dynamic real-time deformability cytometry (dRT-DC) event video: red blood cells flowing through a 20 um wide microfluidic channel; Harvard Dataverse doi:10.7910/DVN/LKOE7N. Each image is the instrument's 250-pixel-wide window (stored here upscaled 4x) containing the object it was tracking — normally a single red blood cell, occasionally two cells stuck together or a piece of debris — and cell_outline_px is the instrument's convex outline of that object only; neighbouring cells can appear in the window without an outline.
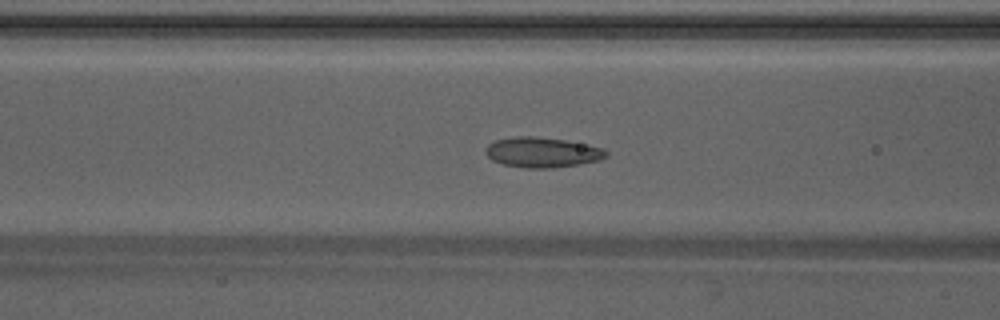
{"species": "Egyptian fruit bat (a non-hibernating species)", "species_latin": "Rousettus aegyptiacus", "temperature_condition": "warm", "stored_images_in_passage": 33, "camera_frame_rate_fps": 3000, "um_per_image_px": 0.085, "animal": {"sex": "male"}, "frame": {"image": 1, "passage_image": 8, "time_ms": 2.333, "image_size_px": [1000, 320], "cell_outline_px": [[608, 156], [600, 160], [580, 164], [552, 168], [528, 168], [504, 164], [492, 160], [484, 152], [484, 148], [488, 144], [496, 140], [516, 136], [532, 136], [564, 140], [604, 148], [608, 152]], "centroid_in_image_um": [46.09, 12.95], "position_along_channel_um": 120.5, "area_um2": 21.15}}
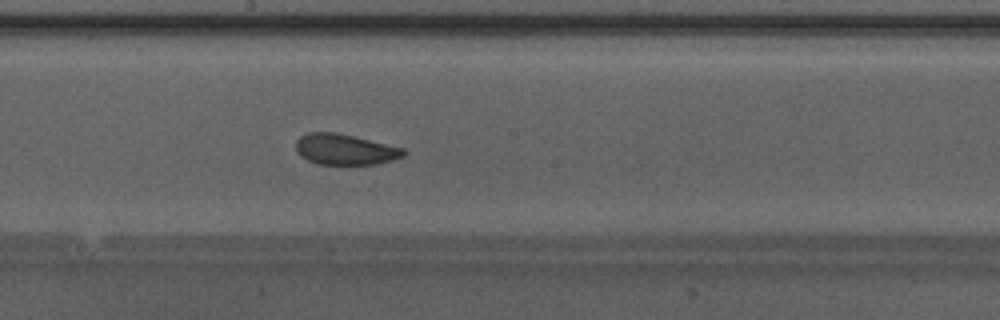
{"frame": {"image": 2, "passage_image": 15, "time_ms": 4.667, "image_size_px": [1000, 320], "cell_outline_px": [[408, 152], [404, 156], [380, 164], [316, 164], [300, 156], [296, 152], [296, 140], [300, 136], [308, 132], [336, 132], [404, 148]], "centroid_in_image_um": [29.32, 12.7], "position_along_channel_um": 218.9, "area_um2": 19.42}}
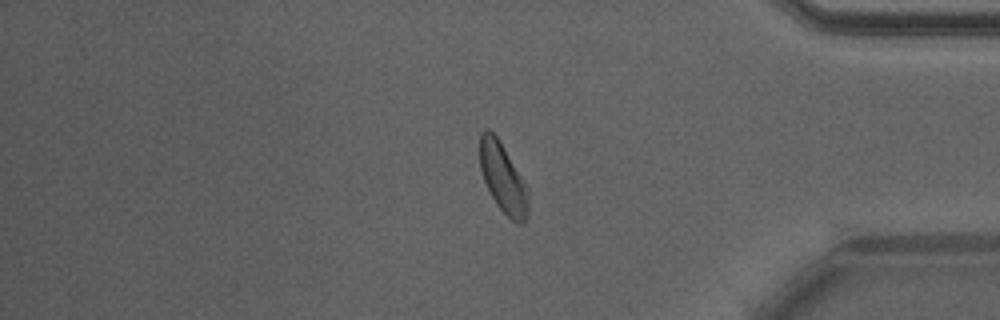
{"frame": {"image": 3, "passage_image": 29, "time_ms": 9.333, "image_size_px": [1000, 320], "cell_outline_px": [[528, 220], [520, 224], [512, 220], [496, 204], [484, 180], [480, 168], [480, 132], [484, 128], [488, 128], [500, 140], [528, 188]], "centroid_in_image_um": [42.76, 15.12], "position_along_channel_um": 392.4, "area_um2": 19.59}}